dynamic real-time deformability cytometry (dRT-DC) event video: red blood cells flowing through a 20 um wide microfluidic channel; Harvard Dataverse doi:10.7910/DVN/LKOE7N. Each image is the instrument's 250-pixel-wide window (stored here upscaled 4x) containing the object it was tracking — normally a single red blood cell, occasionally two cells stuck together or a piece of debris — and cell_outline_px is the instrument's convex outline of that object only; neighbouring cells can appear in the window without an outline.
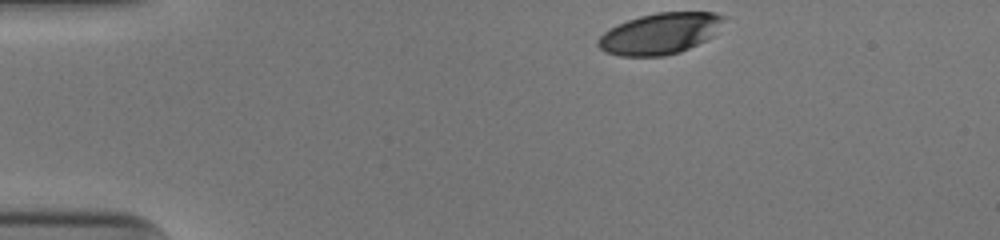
{"species": "human", "species_latin": "Homo sapiens", "temperature_condition": "cold", "stored_images_in_passage": 35, "camera_frame_rate_fps": 3000, "um_per_image_px": 0.085, "donor": {"sex": "male"}, "frame": {"image": 1, "passage_image": 1, "time_ms": 0.0, "image_size_px": [1000, 240], "cell_outline_px": [[728, 16], [712, 36], [680, 52], [664, 56], [620, 56], [604, 52], [596, 44], [596, 40], [608, 28], [628, 20], [640, 16], [656, 12], [716, 12]], "centroid_in_image_um": [56.08, 2.85], "position_along_channel_um": 28.9, "area_um2": 30.23}}
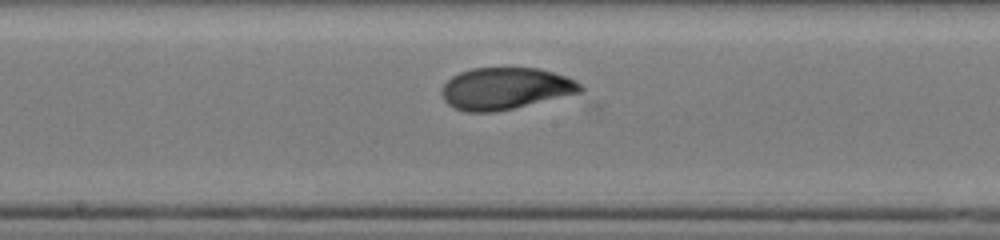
{"frame": {"image": 2, "passage_image": 20, "time_ms": 6.333, "image_size_px": [1000, 240], "cell_outline_px": [[584, 92], [496, 112], [464, 112], [448, 104], [444, 100], [440, 92], [440, 88], [452, 76], [460, 72], [472, 68], [540, 68], [564, 76], [580, 84], [584, 88]], "centroid_in_image_um": [42.93, 7.53], "position_along_channel_um": 205.3, "area_um2": 33.87}}
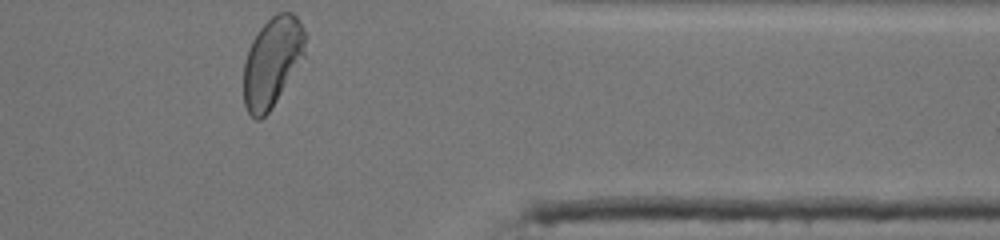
{"frame": {"image": 3, "passage_image": 35, "time_ms": 11.333, "image_size_px": [1000, 240], "cell_outline_px": [[304, 56], [276, 100], [268, 112], [260, 120], [256, 120], [248, 112], [244, 104], [244, 60], [248, 48], [252, 40], [260, 28], [276, 12], [292, 12], [296, 16], [304, 28]], "centroid_in_image_um": [23.11, 5.24], "position_along_channel_um": 388.3, "area_um2": 31.73}, "authors_computed_cell_mechanics": {"area_um2": 33.524, "velocity_mm_per_s": 3.9419, "shape_relaxation_time_tau1_ms": 3.8479, "shape_relaxation_time_tau2_ms": 0.9213, "deformation_change_tau1": 0.1725, "deformation_change_tau2": 0.0479}}